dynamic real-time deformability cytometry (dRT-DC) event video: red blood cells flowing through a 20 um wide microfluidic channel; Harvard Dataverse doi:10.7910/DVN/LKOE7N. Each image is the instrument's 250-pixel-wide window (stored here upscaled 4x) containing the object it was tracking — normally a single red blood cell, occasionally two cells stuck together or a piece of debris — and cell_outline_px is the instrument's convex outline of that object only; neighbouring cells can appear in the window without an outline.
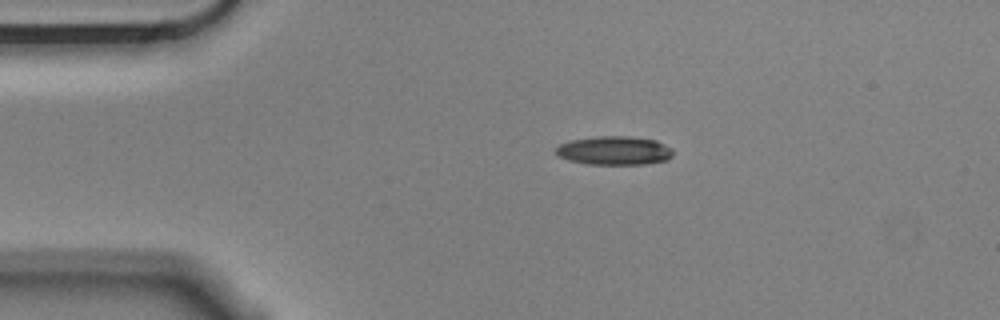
{"species": "Egyptian fruit bat (a non-hibernating species)", "species_latin": "Rousettus aegyptiacus", "temperature_condition": "cold", "stored_images_in_passage": 3, "camera_frame_rate_fps": 3000, "um_per_image_px": 0.085, "animal": {"sex": "male"}, "frame": {"image": 1, "passage_image": 1, "time_ms": 0.0, "image_size_px": [1000, 320], "cell_outline_px": [[672, 156], [668, 160], [644, 164], [588, 164], [568, 160], [556, 156], [556, 148], [560, 144], [572, 140], [600, 136], [628, 136], [656, 140], [672, 148]], "centroid_in_image_um": [52.22, 12.8], "position_along_channel_um": 32.8, "area_um2": 19.59}}
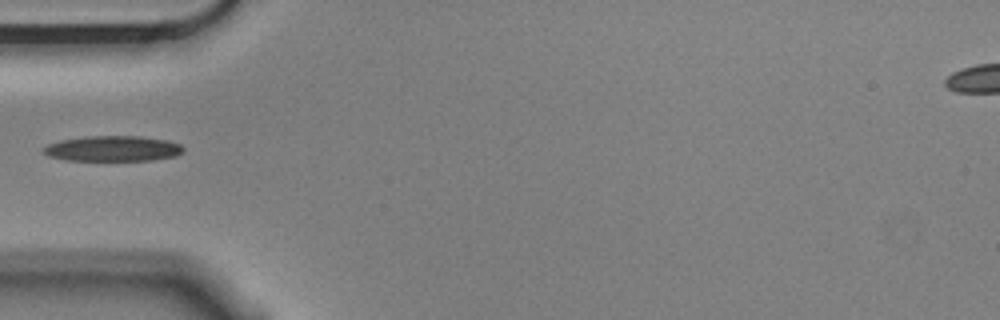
{"frame": {"image": 2, "passage_image": 3, "time_ms": 0.667, "image_size_px": [1000, 320], "cell_outline_px": [[184, 152], [176, 156], [152, 160], [64, 160], [48, 156], [40, 152], [40, 148], [48, 144], [60, 140], [84, 136], [140, 136], [168, 140], [180, 144], [184, 148]], "centroid_in_image_um": [9.55, 12.62], "position_along_channel_um": 75.4, "area_um2": 21.04}}